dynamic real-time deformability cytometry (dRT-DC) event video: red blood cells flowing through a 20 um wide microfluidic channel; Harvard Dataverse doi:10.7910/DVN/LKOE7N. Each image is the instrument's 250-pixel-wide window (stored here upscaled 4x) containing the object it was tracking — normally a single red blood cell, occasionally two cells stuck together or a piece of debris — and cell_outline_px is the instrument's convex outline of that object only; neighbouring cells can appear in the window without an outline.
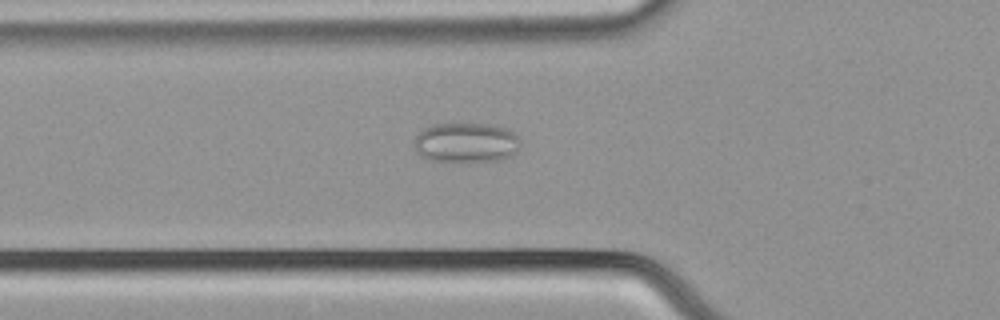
{"species": "common noctule bat (a hibernating species)", "species_latin": "Nyctalus noctula", "temperature_condition": "cold", "stored_images_in_passage": 43, "camera_frame_rate_fps": 3000, "um_per_image_px": 0.085, "animal": {"sex": "male", "body_mass_g": 21.5, "forearm_length_mm": 52.0}, "frame": {"image": 1, "passage_image": 8, "time_ms": 2.333, "image_size_px": [1000, 320], "cell_outline_px": [[520, 144], [516, 152], [512, 156], [504, 160], [432, 160], [420, 156], [416, 152], [416, 136], [424, 128], [432, 124], [492, 124], [508, 128], [516, 136]], "centroid_in_image_um": [39.65, 12.1], "position_along_channel_um": 86.2, "area_um2": 24.33}}
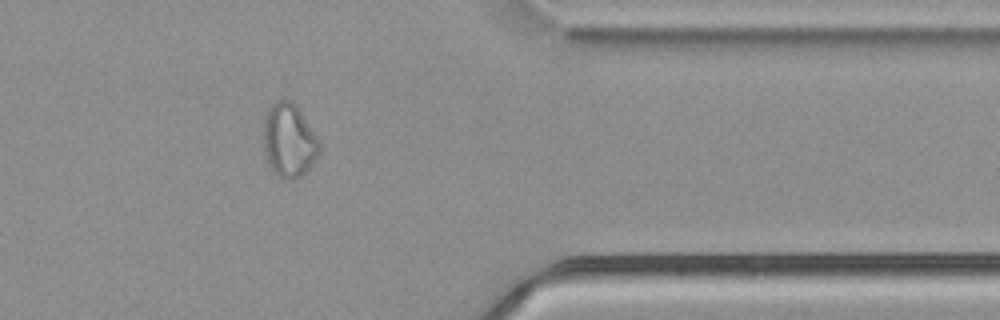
{"frame": {"image": 2, "passage_image": 33, "time_ms": 10.667, "image_size_px": [1000, 320], "cell_outline_px": [[320, 152], [312, 164], [300, 176], [292, 180], [284, 180], [268, 164], [264, 156], [264, 116], [268, 108], [276, 100], [284, 96], [292, 100], [296, 104], [320, 140]], "centroid_in_image_um": [24.56, 11.88], "position_along_channel_um": 386.8, "area_um2": 24.39}}
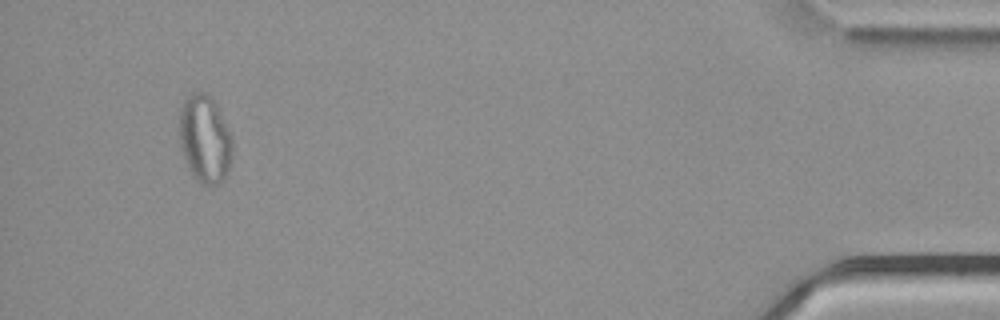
{"frame": {"image": 3, "passage_image": 40, "time_ms": 13.0, "image_size_px": [1000, 320], "cell_outline_px": [[232, 156], [228, 172], [224, 180], [216, 184], [200, 184], [196, 180], [188, 168], [180, 144], [180, 108], [184, 100], [192, 92], [204, 92], [212, 96], [232, 136]], "centroid_in_image_um": [17.42, 11.81], "position_along_channel_um": 417.8, "area_um2": 27.22}, "authors_computed_cell_mechanics": {"area_um2": 22.8888, "velocity_mm_per_s": 3.7956, "shape_relaxation_time_tau1_ms": null, "shape_relaxation_time_tau2_ms": 3.1417, "deformation_change_tau1": null, "deformation_change_tau2": 0.078}}